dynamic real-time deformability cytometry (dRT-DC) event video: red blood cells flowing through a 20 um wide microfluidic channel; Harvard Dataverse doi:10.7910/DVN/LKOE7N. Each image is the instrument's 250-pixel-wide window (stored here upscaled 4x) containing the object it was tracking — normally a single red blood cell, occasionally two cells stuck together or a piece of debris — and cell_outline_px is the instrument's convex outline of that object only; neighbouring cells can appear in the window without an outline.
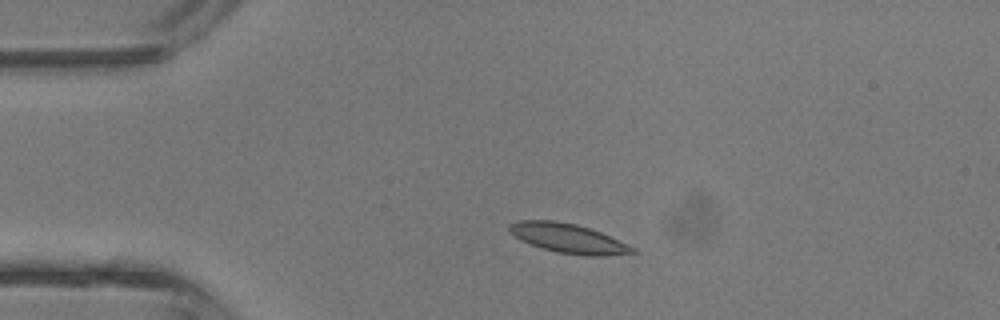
{"species": "common noctule bat (a hibernating species)", "species_latin": "Nyctalus noctula", "temperature_condition": "room temperature", "stored_images_in_passage": 3, "camera_frame_rate_fps": 3000, "um_per_image_px": 0.085, "animal": {"sex": "male", "body_mass_g": 13.3}, "frame": {"image": 1, "passage_image": 2, "time_ms": 1.0, "image_size_px": [1000, 320], "cell_outline_px": [[636, 252], [604, 256], [588, 256], [556, 252], [528, 244], [520, 240], [508, 232], [508, 224], [516, 220], [552, 220], [576, 224], [600, 232], [636, 248]], "centroid_in_image_um": [48.23, 20.25], "position_along_channel_um": 36.8, "area_um2": 21.15}}